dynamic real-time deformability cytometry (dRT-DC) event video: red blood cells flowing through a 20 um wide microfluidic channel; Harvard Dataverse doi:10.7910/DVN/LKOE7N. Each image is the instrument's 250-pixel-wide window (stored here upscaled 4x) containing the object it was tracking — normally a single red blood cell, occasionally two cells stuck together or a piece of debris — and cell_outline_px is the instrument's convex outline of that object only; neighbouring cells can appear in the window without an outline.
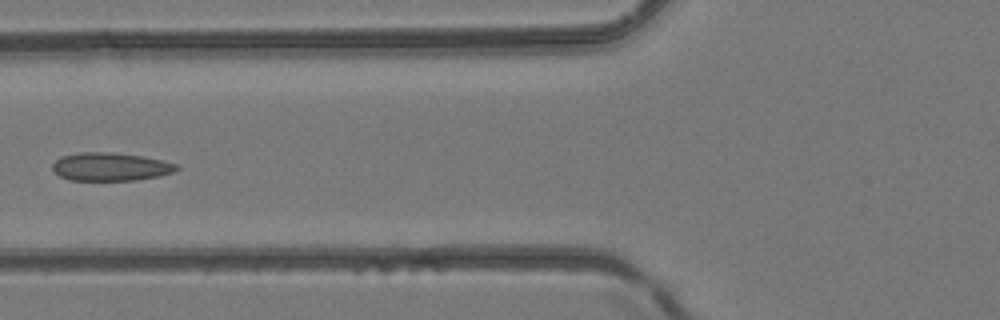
{"species": "common noctule bat (a hibernating species)", "species_latin": "Nyctalus noctula", "temperature_condition": "room temperature", "stored_images_in_passage": 4, "camera_frame_rate_fps": 3000, "um_per_image_px": 0.085, "animal": {"sex": "female", "body_mass_g": 24.6, "forearm_length_mm": 56.2}, "frame": {"image": 1, "passage_image": 4, "time_ms": 1.0, "image_size_px": [1000, 320], "cell_outline_px": [[180, 168], [172, 172], [160, 176], [136, 180], [68, 180], [60, 176], [52, 168], [52, 164], [56, 160], [64, 156], [80, 152], [112, 152], [140, 156], [180, 164]], "centroid_in_image_um": [9.41, 14.18], "position_along_channel_um": 116.4, "area_um2": 20.29}}